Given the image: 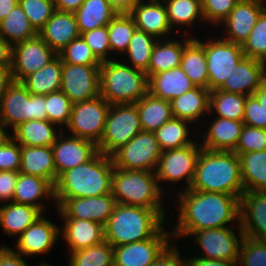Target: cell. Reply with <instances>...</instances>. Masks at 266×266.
<instances>
[{"label":"cell","mask_w":266,"mask_h":266,"mask_svg":"<svg viewBox=\"0 0 266 266\" xmlns=\"http://www.w3.org/2000/svg\"><path fill=\"white\" fill-rule=\"evenodd\" d=\"M175 195L179 211L171 234L176 242L199 230L240 226V198L235 195L190 189Z\"/></svg>","instance_id":"cell-1"},{"label":"cell","mask_w":266,"mask_h":266,"mask_svg":"<svg viewBox=\"0 0 266 266\" xmlns=\"http://www.w3.org/2000/svg\"><path fill=\"white\" fill-rule=\"evenodd\" d=\"M190 190L230 194L241 198L245 190L239 156L233 151L202 148Z\"/></svg>","instance_id":"cell-2"},{"label":"cell","mask_w":266,"mask_h":266,"mask_svg":"<svg viewBox=\"0 0 266 266\" xmlns=\"http://www.w3.org/2000/svg\"><path fill=\"white\" fill-rule=\"evenodd\" d=\"M114 163L98 152L86 163L66 170L54 186V198H79L111 193Z\"/></svg>","instance_id":"cell-3"},{"label":"cell","mask_w":266,"mask_h":266,"mask_svg":"<svg viewBox=\"0 0 266 266\" xmlns=\"http://www.w3.org/2000/svg\"><path fill=\"white\" fill-rule=\"evenodd\" d=\"M167 223L168 220L154 209L117 203L104 225L105 241L116 247L147 240Z\"/></svg>","instance_id":"cell-4"},{"label":"cell","mask_w":266,"mask_h":266,"mask_svg":"<svg viewBox=\"0 0 266 266\" xmlns=\"http://www.w3.org/2000/svg\"><path fill=\"white\" fill-rule=\"evenodd\" d=\"M111 193L118 204L154 209L167 220L166 192L160 188L155 172L114 167Z\"/></svg>","instance_id":"cell-5"},{"label":"cell","mask_w":266,"mask_h":266,"mask_svg":"<svg viewBox=\"0 0 266 266\" xmlns=\"http://www.w3.org/2000/svg\"><path fill=\"white\" fill-rule=\"evenodd\" d=\"M121 61L116 58L100 66V96L110 105L136 103L148 93L146 73Z\"/></svg>","instance_id":"cell-6"},{"label":"cell","mask_w":266,"mask_h":266,"mask_svg":"<svg viewBox=\"0 0 266 266\" xmlns=\"http://www.w3.org/2000/svg\"><path fill=\"white\" fill-rule=\"evenodd\" d=\"M47 120L46 95H32L14 81L0 98V122L11 132L28 120Z\"/></svg>","instance_id":"cell-7"},{"label":"cell","mask_w":266,"mask_h":266,"mask_svg":"<svg viewBox=\"0 0 266 266\" xmlns=\"http://www.w3.org/2000/svg\"><path fill=\"white\" fill-rule=\"evenodd\" d=\"M201 149L200 141L195 140L188 146L162 151L155 174L163 191L168 183L170 187H174L176 184L177 186L181 185L180 187L182 188H177L179 190L176 189V192L180 191V189L181 191L190 189ZM183 186L185 187L183 188Z\"/></svg>","instance_id":"cell-8"},{"label":"cell","mask_w":266,"mask_h":266,"mask_svg":"<svg viewBox=\"0 0 266 266\" xmlns=\"http://www.w3.org/2000/svg\"><path fill=\"white\" fill-rule=\"evenodd\" d=\"M142 131L135 103L111 104L98 152L112 156L118 149Z\"/></svg>","instance_id":"cell-9"},{"label":"cell","mask_w":266,"mask_h":266,"mask_svg":"<svg viewBox=\"0 0 266 266\" xmlns=\"http://www.w3.org/2000/svg\"><path fill=\"white\" fill-rule=\"evenodd\" d=\"M214 36L215 38L209 36L210 38L205 42L199 39V36L194 37L205 49L210 91L219 89L232 70L245 57L240 44L224 40L215 34Z\"/></svg>","instance_id":"cell-10"},{"label":"cell","mask_w":266,"mask_h":266,"mask_svg":"<svg viewBox=\"0 0 266 266\" xmlns=\"http://www.w3.org/2000/svg\"><path fill=\"white\" fill-rule=\"evenodd\" d=\"M109 107L110 104L100 95L73 103L70 120L63 131L97 145L104 132Z\"/></svg>","instance_id":"cell-11"},{"label":"cell","mask_w":266,"mask_h":266,"mask_svg":"<svg viewBox=\"0 0 266 266\" xmlns=\"http://www.w3.org/2000/svg\"><path fill=\"white\" fill-rule=\"evenodd\" d=\"M191 236V239H194L192 243L199 247L196 257L216 260L239 259L240 245L244 238L241 226L199 230Z\"/></svg>","instance_id":"cell-12"},{"label":"cell","mask_w":266,"mask_h":266,"mask_svg":"<svg viewBox=\"0 0 266 266\" xmlns=\"http://www.w3.org/2000/svg\"><path fill=\"white\" fill-rule=\"evenodd\" d=\"M161 153L155 133L141 131L111 157L118 169L155 172Z\"/></svg>","instance_id":"cell-13"},{"label":"cell","mask_w":266,"mask_h":266,"mask_svg":"<svg viewBox=\"0 0 266 266\" xmlns=\"http://www.w3.org/2000/svg\"><path fill=\"white\" fill-rule=\"evenodd\" d=\"M61 219H81L105 225L117 204L112 193L79 198H54Z\"/></svg>","instance_id":"cell-14"},{"label":"cell","mask_w":266,"mask_h":266,"mask_svg":"<svg viewBox=\"0 0 266 266\" xmlns=\"http://www.w3.org/2000/svg\"><path fill=\"white\" fill-rule=\"evenodd\" d=\"M100 66L62 63L60 90L73 103L96 98L100 95Z\"/></svg>","instance_id":"cell-15"},{"label":"cell","mask_w":266,"mask_h":266,"mask_svg":"<svg viewBox=\"0 0 266 266\" xmlns=\"http://www.w3.org/2000/svg\"><path fill=\"white\" fill-rule=\"evenodd\" d=\"M56 56L57 54L39 35L13 45L11 71L14 81L22 82Z\"/></svg>","instance_id":"cell-16"},{"label":"cell","mask_w":266,"mask_h":266,"mask_svg":"<svg viewBox=\"0 0 266 266\" xmlns=\"http://www.w3.org/2000/svg\"><path fill=\"white\" fill-rule=\"evenodd\" d=\"M172 240L171 230L164 226L147 240L113 247V266H151Z\"/></svg>","instance_id":"cell-17"},{"label":"cell","mask_w":266,"mask_h":266,"mask_svg":"<svg viewBox=\"0 0 266 266\" xmlns=\"http://www.w3.org/2000/svg\"><path fill=\"white\" fill-rule=\"evenodd\" d=\"M60 227V224L57 225L51 219H47L44 214L41 215L16 238V250L14 251L27 258L51 253L61 237Z\"/></svg>","instance_id":"cell-18"},{"label":"cell","mask_w":266,"mask_h":266,"mask_svg":"<svg viewBox=\"0 0 266 266\" xmlns=\"http://www.w3.org/2000/svg\"><path fill=\"white\" fill-rule=\"evenodd\" d=\"M266 8V0H240L228 17L219 24L224 40L242 45L250 35L262 11Z\"/></svg>","instance_id":"cell-19"},{"label":"cell","mask_w":266,"mask_h":266,"mask_svg":"<svg viewBox=\"0 0 266 266\" xmlns=\"http://www.w3.org/2000/svg\"><path fill=\"white\" fill-rule=\"evenodd\" d=\"M56 182L58 177L71 168L91 160L97 153V145L89 140L62 131L52 145Z\"/></svg>","instance_id":"cell-20"},{"label":"cell","mask_w":266,"mask_h":266,"mask_svg":"<svg viewBox=\"0 0 266 266\" xmlns=\"http://www.w3.org/2000/svg\"><path fill=\"white\" fill-rule=\"evenodd\" d=\"M129 14L133 17L137 30L144 31L158 40L177 36L169 24L163 0L140 1Z\"/></svg>","instance_id":"cell-21"},{"label":"cell","mask_w":266,"mask_h":266,"mask_svg":"<svg viewBox=\"0 0 266 266\" xmlns=\"http://www.w3.org/2000/svg\"><path fill=\"white\" fill-rule=\"evenodd\" d=\"M240 226L244 236L266 239V192L244 191L240 198Z\"/></svg>","instance_id":"cell-22"},{"label":"cell","mask_w":266,"mask_h":266,"mask_svg":"<svg viewBox=\"0 0 266 266\" xmlns=\"http://www.w3.org/2000/svg\"><path fill=\"white\" fill-rule=\"evenodd\" d=\"M210 118L205 129V134L198 133L202 148L214 151H234L239 141L242 129L244 127L243 121H236L221 117ZM201 138V139H200Z\"/></svg>","instance_id":"cell-23"},{"label":"cell","mask_w":266,"mask_h":266,"mask_svg":"<svg viewBox=\"0 0 266 266\" xmlns=\"http://www.w3.org/2000/svg\"><path fill=\"white\" fill-rule=\"evenodd\" d=\"M263 83V61L244 57L232 70L219 90L251 96Z\"/></svg>","instance_id":"cell-24"},{"label":"cell","mask_w":266,"mask_h":266,"mask_svg":"<svg viewBox=\"0 0 266 266\" xmlns=\"http://www.w3.org/2000/svg\"><path fill=\"white\" fill-rule=\"evenodd\" d=\"M60 236L69 253L99 244L105 240L104 225L81 219H60Z\"/></svg>","instance_id":"cell-25"},{"label":"cell","mask_w":266,"mask_h":266,"mask_svg":"<svg viewBox=\"0 0 266 266\" xmlns=\"http://www.w3.org/2000/svg\"><path fill=\"white\" fill-rule=\"evenodd\" d=\"M38 35L58 54L80 36L74 12L55 11Z\"/></svg>","instance_id":"cell-26"},{"label":"cell","mask_w":266,"mask_h":266,"mask_svg":"<svg viewBox=\"0 0 266 266\" xmlns=\"http://www.w3.org/2000/svg\"><path fill=\"white\" fill-rule=\"evenodd\" d=\"M43 200L55 201L54 186L43 177L19 173L12 202L36 207L46 215Z\"/></svg>","instance_id":"cell-27"},{"label":"cell","mask_w":266,"mask_h":266,"mask_svg":"<svg viewBox=\"0 0 266 266\" xmlns=\"http://www.w3.org/2000/svg\"><path fill=\"white\" fill-rule=\"evenodd\" d=\"M180 37L182 39H176ZM176 38L174 36L171 39H163V41L160 39L156 42L146 72L147 78L180 66L184 47L194 38V35L192 34L191 37V34L189 36L178 34Z\"/></svg>","instance_id":"cell-28"},{"label":"cell","mask_w":266,"mask_h":266,"mask_svg":"<svg viewBox=\"0 0 266 266\" xmlns=\"http://www.w3.org/2000/svg\"><path fill=\"white\" fill-rule=\"evenodd\" d=\"M209 95V89L196 86L185 94L172 99L170 103L173 117L186 120L193 126H195L194 124L200 125L199 122L205 118L206 114H209Z\"/></svg>","instance_id":"cell-29"},{"label":"cell","mask_w":266,"mask_h":266,"mask_svg":"<svg viewBox=\"0 0 266 266\" xmlns=\"http://www.w3.org/2000/svg\"><path fill=\"white\" fill-rule=\"evenodd\" d=\"M19 172L27 175L43 177L55 186L56 169L52 146L21 145Z\"/></svg>","instance_id":"cell-30"},{"label":"cell","mask_w":266,"mask_h":266,"mask_svg":"<svg viewBox=\"0 0 266 266\" xmlns=\"http://www.w3.org/2000/svg\"><path fill=\"white\" fill-rule=\"evenodd\" d=\"M195 87L196 85L191 82L180 66L148 78V92L169 102Z\"/></svg>","instance_id":"cell-31"},{"label":"cell","mask_w":266,"mask_h":266,"mask_svg":"<svg viewBox=\"0 0 266 266\" xmlns=\"http://www.w3.org/2000/svg\"><path fill=\"white\" fill-rule=\"evenodd\" d=\"M43 214L40 209L29 205L3 203L0 205V229L7 236L18 237Z\"/></svg>","instance_id":"cell-32"},{"label":"cell","mask_w":266,"mask_h":266,"mask_svg":"<svg viewBox=\"0 0 266 266\" xmlns=\"http://www.w3.org/2000/svg\"><path fill=\"white\" fill-rule=\"evenodd\" d=\"M63 130L48 120H28L14 128L10 135L24 146H52Z\"/></svg>","instance_id":"cell-33"},{"label":"cell","mask_w":266,"mask_h":266,"mask_svg":"<svg viewBox=\"0 0 266 266\" xmlns=\"http://www.w3.org/2000/svg\"><path fill=\"white\" fill-rule=\"evenodd\" d=\"M163 3L167 10L169 24L173 31L177 30L175 31L177 35H184V33L189 35L188 29L191 33V29H194L192 27L196 25L195 23H202V25L205 23L202 12V0H163ZM178 28H184V30L180 32Z\"/></svg>","instance_id":"cell-34"},{"label":"cell","mask_w":266,"mask_h":266,"mask_svg":"<svg viewBox=\"0 0 266 266\" xmlns=\"http://www.w3.org/2000/svg\"><path fill=\"white\" fill-rule=\"evenodd\" d=\"M142 131L155 132L173 118L171 103L149 92L135 103Z\"/></svg>","instance_id":"cell-35"},{"label":"cell","mask_w":266,"mask_h":266,"mask_svg":"<svg viewBox=\"0 0 266 266\" xmlns=\"http://www.w3.org/2000/svg\"><path fill=\"white\" fill-rule=\"evenodd\" d=\"M117 14L109 0H85L74 12L80 34L107 26Z\"/></svg>","instance_id":"cell-36"},{"label":"cell","mask_w":266,"mask_h":266,"mask_svg":"<svg viewBox=\"0 0 266 266\" xmlns=\"http://www.w3.org/2000/svg\"><path fill=\"white\" fill-rule=\"evenodd\" d=\"M62 77V61L57 55L46 66L27 76L21 83L32 95L45 96L60 90Z\"/></svg>","instance_id":"cell-37"},{"label":"cell","mask_w":266,"mask_h":266,"mask_svg":"<svg viewBox=\"0 0 266 266\" xmlns=\"http://www.w3.org/2000/svg\"><path fill=\"white\" fill-rule=\"evenodd\" d=\"M191 132L195 133L196 131H194V126L190 122L173 117L154 133L161 151H165L179 149L192 144L198 138L195 137L194 133L191 134Z\"/></svg>","instance_id":"cell-38"},{"label":"cell","mask_w":266,"mask_h":266,"mask_svg":"<svg viewBox=\"0 0 266 266\" xmlns=\"http://www.w3.org/2000/svg\"><path fill=\"white\" fill-rule=\"evenodd\" d=\"M238 156L244 190L266 192V150Z\"/></svg>","instance_id":"cell-39"},{"label":"cell","mask_w":266,"mask_h":266,"mask_svg":"<svg viewBox=\"0 0 266 266\" xmlns=\"http://www.w3.org/2000/svg\"><path fill=\"white\" fill-rule=\"evenodd\" d=\"M180 67L193 84L208 89L205 49L195 38L184 47Z\"/></svg>","instance_id":"cell-40"},{"label":"cell","mask_w":266,"mask_h":266,"mask_svg":"<svg viewBox=\"0 0 266 266\" xmlns=\"http://www.w3.org/2000/svg\"><path fill=\"white\" fill-rule=\"evenodd\" d=\"M246 98L242 94L214 89L209 95L208 115L243 121Z\"/></svg>","instance_id":"cell-41"},{"label":"cell","mask_w":266,"mask_h":266,"mask_svg":"<svg viewBox=\"0 0 266 266\" xmlns=\"http://www.w3.org/2000/svg\"><path fill=\"white\" fill-rule=\"evenodd\" d=\"M37 35L19 3L0 21V36L12 46Z\"/></svg>","instance_id":"cell-42"},{"label":"cell","mask_w":266,"mask_h":266,"mask_svg":"<svg viewBox=\"0 0 266 266\" xmlns=\"http://www.w3.org/2000/svg\"><path fill=\"white\" fill-rule=\"evenodd\" d=\"M157 41L158 39L156 37L136 29L121 60L126 61L124 63L131 67L146 73L153 47ZM123 58H125V60Z\"/></svg>","instance_id":"cell-43"},{"label":"cell","mask_w":266,"mask_h":266,"mask_svg":"<svg viewBox=\"0 0 266 266\" xmlns=\"http://www.w3.org/2000/svg\"><path fill=\"white\" fill-rule=\"evenodd\" d=\"M107 29L111 47V60L119 59L121 57L119 55L126 52L130 39L137 29L135 21L129 13H118L107 25ZM114 54L117 55L116 58Z\"/></svg>","instance_id":"cell-44"},{"label":"cell","mask_w":266,"mask_h":266,"mask_svg":"<svg viewBox=\"0 0 266 266\" xmlns=\"http://www.w3.org/2000/svg\"><path fill=\"white\" fill-rule=\"evenodd\" d=\"M68 255V266H113V247L105 240Z\"/></svg>","instance_id":"cell-45"},{"label":"cell","mask_w":266,"mask_h":266,"mask_svg":"<svg viewBox=\"0 0 266 266\" xmlns=\"http://www.w3.org/2000/svg\"><path fill=\"white\" fill-rule=\"evenodd\" d=\"M72 106L73 102L61 90L47 94V120L64 130L70 120Z\"/></svg>","instance_id":"cell-46"},{"label":"cell","mask_w":266,"mask_h":266,"mask_svg":"<svg viewBox=\"0 0 266 266\" xmlns=\"http://www.w3.org/2000/svg\"><path fill=\"white\" fill-rule=\"evenodd\" d=\"M241 46L245 57L266 60V8Z\"/></svg>","instance_id":"cell-47"},{"label":"cell","mask_w":266,"mask_h":266,"mask_svg":"<svg viewBox=\"0 0 266 266\" xmlns=\"http://www.w3.org/2000/svg\"><path fill=\"white\" fill-rule=\"evenodd\" d=\"M62 63L73 65H101L81 35L57 54Z\"/></svg>","instance_id":"cell-48"},{"label":"cell","mask_w":266,"mask_h":266,"mask_svg":"<svg viewBox=\"0 0 266 266\" xmlns=\"http://www.w3.org/2000/svg\"><path fill=\"white\" fill-rule=\"evenodd\" d=\"M33 28L39 32L56 11L54 0H19Z\"/></svg>","instance_id":"cell-49"},{"label":"cell","mask_w":266,"mask_h":266,"mask_svg":"<svg viewBox=\"0 0 266 266\" xmlns=\"http://www.w3.org/2000/svg\"><path fill=\"white\" fill-rule=\"evenodd\" d=\"M238 263L239 266H266V240L244 236Z\"/></svg>","instance_id":"cell-50"},{"label":"cell","mask_w":266,"mask_h":266,"mask_svg":"<svg viewBox=\"0 0 266 266\" xmlns=\"http://www.w3.org/2000/svg\"><path fill=\"white\" fill-rule=\"evenodd\" d=\"M80 35L101 63L111 60V47L107 26L83 32Z\"/></svg>","instance_id":"cell-51"},{"label":"cell","mask_w":266,"mask_h":266,"mask_svg":"<svg viewBox=\"0 0 266 266\" xmlns=\"http://www.w3.org/2000/svg\"><path fill=\"white\" fill-rule=\"evenodd\" d=\"M266 150V129L244 124L239 141L233 152L237 155Z\"/></svg>","instance_id":"cell-52"},{"label":"cell","mask_w":266,"mask_h":266,"mask_svg":"<svg viewBox=\"0 0 266 266\" xmlns=\"http://www.w3.org/2000/svg\"><path fill=\"white\" fill-rule=\"evenodd\" d=\"M240 0H202V12L207 24L219 26Z\"/></svg>","instance_id":"cell-53"},{"label":"cell","mask_w":266,"mask_h":266,"mask_svg":"<svg viewBox=\"0 0 266 266\" xmlns=\"http://www.w3.org/2000/svg\"><path fill=\"white\" fill-rule=\"evenodd\" d=\"M21 145L9 135L0 144V171H19Z\"/></svg>","instance_id":"cell-54"},{"label":"cell","mask_w":266,"mask_h":266,"mask_svg":"<svg viewBox=\"0 0 266 266\" xmlns=\"http://www.w3.org/2000/svg\"><path fill=\"white\" fill-rule=\"evenodd\" d=\"M245 125L266 129V110L253 96H247L243 116Z\"/></svg>","instance_id":"cell-55"},{"label":"cell","mask_w":266,"mask_h":266,"mask_svg":"<svg viewBox=\"0 0 266 266\" xmlns=\"http://www.w3.org/2000/svg\"><path fill=\"white\" fill-rule=\"evenodd\" d=\"M175 243L177 244L175 240H172L155 258L151 266H188L186 255L179 251L180 247Z\"/></svg>","instance_id":"cell-56"},{"label":"cell","mask_w":266,"mask_h":266,"mask_svg":"<svg viewBox=\"0 0 266 266\" xmlns=\"http://www.w3.org/2000/svg\"><path fill=\"white\" fill-rule=\"evenodd\" d=\"M19 171H0V203L12 202Z\"/></svg>","instance_id":"cell-57"},{"label":"cell","mask_w":266,"mask_h":266,"mask_svg":"<svg viewBox=\"0 0 266 266\" xmlns=\"http://www.w3.org/2000/svg\"><path fill=\"white\" fill-rule=\"evenodd\" d=\"M2 243L0 245V266H29L25 257L14 251L9 245Z\"/></svg>","instance_id":"cell-58"},{"label":"cell","mask_w":266,"mask_h":266,"mask_svg":"<svg viewBox=\"0 0 266 266\" xmlns=\"http://www.w3.org/2000/svg\"><path fill=\"white\" fill-rule=\"evenodd\" d=\"M191 257L187 255L188 266H239L238 260H216L196 257L191 253Z\"/></svg>","instance_id":"cell-59"},{"label":"cell","mask_w":266,"mask_h":266,"mask_svg":"<svg viewBox=\"0 0 266 266\" xmlns=\"http://www.w3.org/2000/svg\"><path fill=\"white\" fill-rule=\"evenodd\" d=\"M12 48L13 46L0 36V67H12Z\"/></svg>","instance_id":"cell-60"},{"label":"cell","mask_w":266,"mask_h":266,"mask_svg":"<svg viewBox=\"0 0 266 266\" xmlns=\"http://www.w3.org/2000/svg\"><path fill=\"white\" fill-rule=\"evenodd\" d=\"M141 0H109L117 13H130Z\"/></svg>","instance_id":"cell-61"},{"label":"cell","mask_w":266,"mask_h":266,"mask_svg":"<svg viewBox=\"0 0 266 266\" xmlns=\"http://www.w3.org/2000/svg\"><path fill=\"white\" fill-rule=\"evenodd\" d=\"M85 0H54L55 9L61 12H75Z\"/></svg>","instance_id":"cell-62"},{"label":"cell","mask_w":266,"mask_h":266,"mask_svg":"<svg viewBox=\"0 0 266 266\" xmlns=\"http://www.w3.org/2000/svg\"><path fill=\"white\" fill-rule=\"evenodd\" d=\"M13 82L11 68L0 67V98Z\"/></svg>","instance_id":"cell-63"},{"label":"cell","mask_w":266,"mask_h":266,"mask_svg":"<svg viewBox=\"0 0 266 266\" xmlns=\"http://www.w3.org/2000/svg\"><path fill=\"white\" fill-rule=\"evenodd\" d=\"M18 2L19 0H0V21L14 9Z\"/></svg>","instance_id":"cell-64"},{"label":"cell","mask_w":266,"mask_h":266,"mask_svg":"<svg viewBox=\"0 0 266 266\" xmlns=\"http://www.w3.org/2000/svg\"><path fill=\"white\" fill-rule=\"evenodd\" d=\"M253 96L259 101V103L266 110V83H263L253 94Z\"/></svg>","instance_id":"cell-65"},{"label":"cell","mask_w":266,"mask_h":266,"mask_svg":"<svg viewBox=\"0 0 266 266\" xmlns=\"http://www.w3.org/2000/svg\"><path fill=\"white\" fill-rule=\"evenodd\" d=\"M10 135L9 131L0 122V144Z\"/></svg>","instance_id":"cell-66"},{"label":"cell","mask_w":266,"mask_h":266,"mask_svg":"<svg viewBox=\"0 0 266 266\" xmlns=\"http://www.w3.org/2000/svg\"><path fill=\"white\" fill-rule=\"evenodd\" d=\"M264 66V83H266V60L263 61Z\"/></svg>","instance_id":"cell-67"},{"label":"cell","mask_w":266,"mask_h":266,"mask_svg":"<svg viewBox=\"0 0 266 266\" xmlns=\"http://www.w3.org/2000/svg\"><path fill=\"white\" fill-rule=\"evenodd\" d=\"M38 266H53V265L49 264V262L48 263H46V262H43V263L40 262V264Z\"/></svg>","instance_id":"cell-68"}]
</instances>
